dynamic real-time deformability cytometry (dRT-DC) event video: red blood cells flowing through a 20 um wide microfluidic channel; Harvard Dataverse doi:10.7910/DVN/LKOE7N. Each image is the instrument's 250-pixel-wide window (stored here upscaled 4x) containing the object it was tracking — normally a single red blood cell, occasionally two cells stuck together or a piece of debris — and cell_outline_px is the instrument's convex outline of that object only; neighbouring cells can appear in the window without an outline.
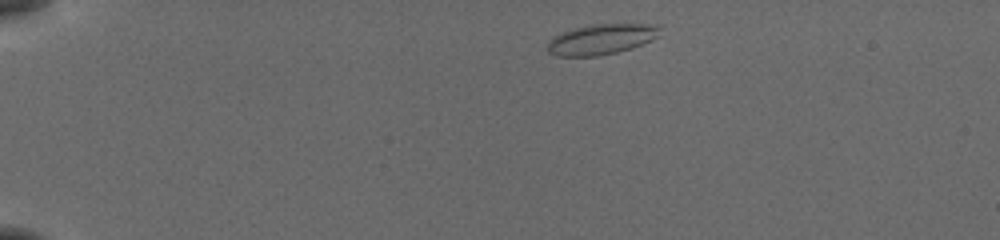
{"species": "common noctule bat (a hibernating species)", "species_latin": "Nyctalus noctula", "temperature_condition": "cold", "stored_images_in_passage": 45, "camera_frame_rate_fps": 3000, "um_per_image_px": 0.085, "animal": {"sex": "female", "body_mass_g": 19.5, "forearm_length_mm": 54.1}, "frame": {"image": 1, "passage_image": 2, "time_ms": 0.333, "image_size_px": [1000, 240], "cell_outline_px": [[660, 36], [652, 40], [632, 48], [616, 52], [596, 56], [556, 56], [548, 52], [548, 40], [572, 28], [592, 24], [660, 24]], "centroid_in_image_um": [51.15, 3.33], "position_along_channel_um": 33.8, "area_um2": 20.0}}
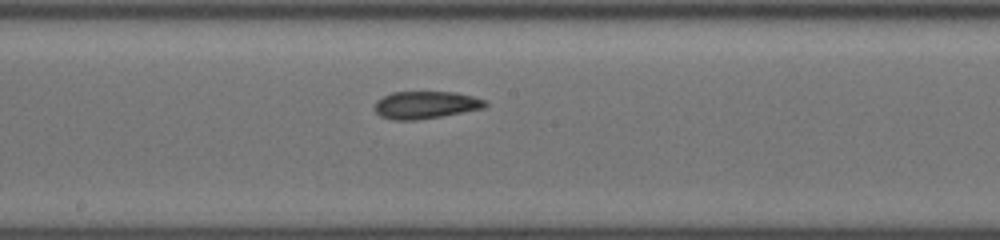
{"frame": {"image": 2, "passage_image": 22, "time_ms": 7.0, "image_size_px": [1000, 240], "cell_outline_px": [[488, 104], [484, 108], [440, 116], [416, 120], [392, 120], [380, 116], [376, 112], [376, 100], [392, 92], [456, 92], [472, 96], [484, 100]], "centroid_in_image_um": [36.17, 8.92], "position_along_channel_um": 212.0, "area_um2": 17.51}}
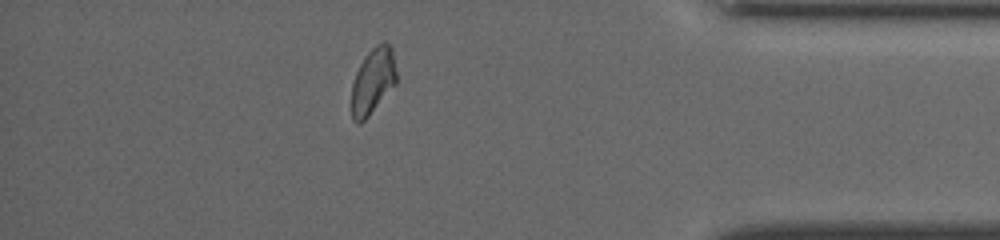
{"frame": {"image": 3, "passage_image": 39, "time_ms": 12.667, "image_size_px": [1000, 240], "cell_outline_px": [[396, 84], [368, 116], [360, 124], [356, 124], [352, 120], [352, 84], [356, 72], [364, 56], [376, 44], [384, 40], [392, 48], [396, 72]], "centroid_in_image_um": [31.69, 6.88], "position_along_channel_um": 403.5, "area_um2": 17.28}, "authors_computed_cell_mechanics": {"area_um2": 17.5712, "velocity_mm_per_s": 3.8431, "shape_relaxation_time_tau1_ms": 7.058, "shape_relaxation_time_tau2_ms": 1.948, "deformation_change_tau1": 0.1231, "deformation_change_tau2": 0.0696}}